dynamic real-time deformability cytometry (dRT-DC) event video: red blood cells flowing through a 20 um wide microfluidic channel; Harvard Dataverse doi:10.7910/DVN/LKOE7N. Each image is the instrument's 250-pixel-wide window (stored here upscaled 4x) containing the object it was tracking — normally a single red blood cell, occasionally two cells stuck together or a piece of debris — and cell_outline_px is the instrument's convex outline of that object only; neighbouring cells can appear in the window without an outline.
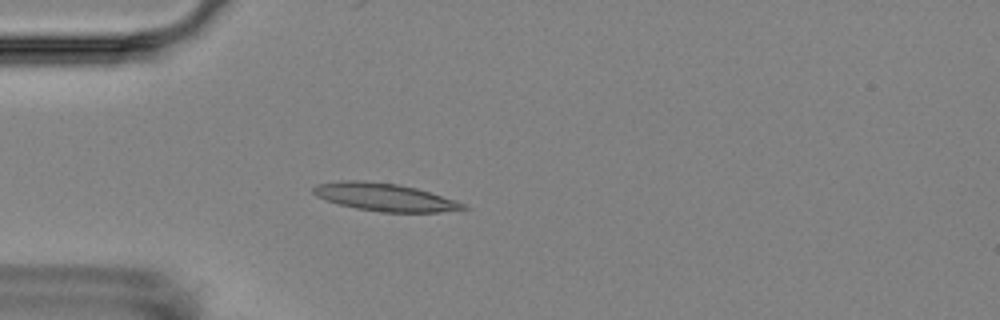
{"species": "Egyptian fruit bat (a non-hibernating species)", "species_latin": "Rousettus aegyptiacus", "temperature_condition": "room temperature", "stored_images_in_passage": 3, "camera_frame_rate_fps": 3000, "um_per_image_px": 0.085, "animal": {"sex": "female"}, "frame": {"image": 1, "passage_image": 3, "time_ms": 2.333, "image_size_px": [1000, 320], "cell_outline_px": [[468, 208], [440, 212], [380, 212], [356, 208], [340, 204], [316, 196], [312, 192], [312, 188], [316, 184], [344, 180], [352, 180], [396, 184], [416, 188], [456, 200], [468, 204]], "centroid_in_image_um": [32.71, 16.76], "position_along_channel_um": 52.3, "area_um2": 23.99}}